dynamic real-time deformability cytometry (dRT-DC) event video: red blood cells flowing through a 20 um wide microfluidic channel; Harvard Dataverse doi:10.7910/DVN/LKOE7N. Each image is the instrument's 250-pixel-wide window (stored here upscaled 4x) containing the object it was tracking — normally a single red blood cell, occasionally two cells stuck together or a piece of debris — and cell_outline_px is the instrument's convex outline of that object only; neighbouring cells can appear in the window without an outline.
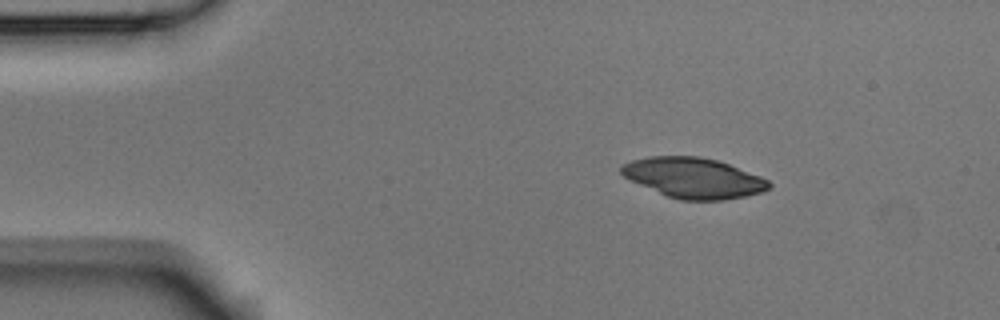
{"species": "Egyptian fruit bat (a non-hibernating species)", "species_latin": "Rousettus aegyptiacus", "temperature_condition": "room temperature", "stored_images_in_passage": 3, "camera_frame_rate_fps": 3000, "um_per_image_px": 0.085, "animal": {"sex": "male"}, "frame": {"image": 1, "passage_image": 1, "time_ms": 0.0, "image_size_px": [1000, 320], "cell_outline_px": [[772, 184], [764, 192], [724, 200], [680, 200], [668, 196], [640, 184], [624, 176], [620, 172], [620, 164], [632, 160], [648, 156], [700, 156], [716, 160], [728, 164], [760, 176], [768, 180]], "centroid_in_image_um": [58.95, 15.11], "position_along_channel_um": 26.1, "area_um2": 34.45}}